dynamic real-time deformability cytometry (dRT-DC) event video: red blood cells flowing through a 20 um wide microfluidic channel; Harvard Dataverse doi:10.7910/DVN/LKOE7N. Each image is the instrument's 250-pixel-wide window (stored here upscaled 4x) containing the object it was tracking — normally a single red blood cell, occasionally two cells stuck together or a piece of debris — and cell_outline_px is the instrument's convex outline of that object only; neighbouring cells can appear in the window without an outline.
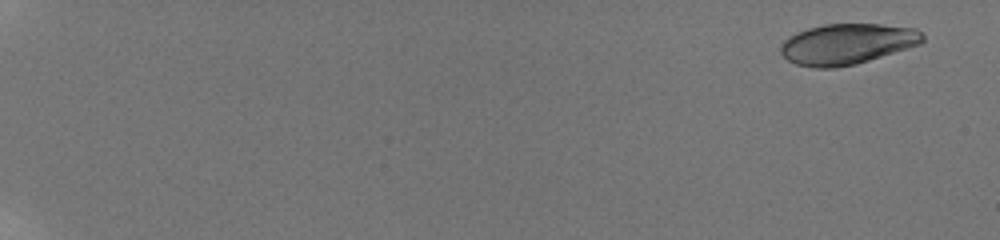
{"species": "human", "species_latin": "Homo sapiens", "temperature_condition": "room temperature", "stored_images_in_passage": 39, "camera_frame_rate_fps": 3000, "um_per_image_px": 0.085, "donor": {"sex": "male"}, "frame": {"image": 1, "passage_image": 1, "time_ms": 0.0, "image_size_px": [1000, 240], "cell_outline_px": [[924, 40], [920, 44], [856, 64], [836, 68], [816, 68], [796, 64], [788, 60], [780, 52], [780, 44], [788, 36], [796, 32], [808, 28], [824, 24], [880, 24], [916, 28], [924, 36]], "centroid_in_image_um": [71.97, 3.73], "position_along_channel_um": 13.0, "area_um2": 33.7}}
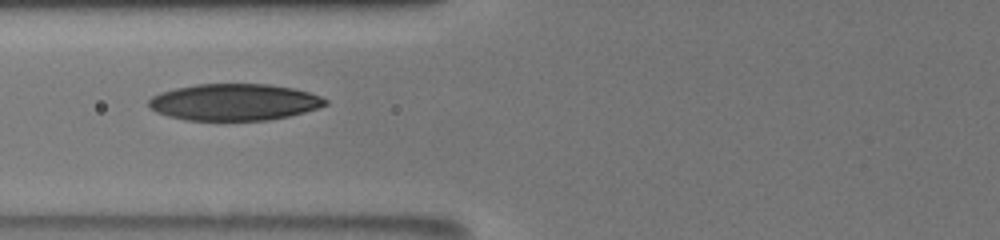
{"frame": {"image": 2, "passage_image": 18, "time_ms": 8.333, "image_size_px": [1000, 240], "cell_outline_px": [[328, 104], [304, 112], [288, 116], [268, 120], [184, 120], [168, 116], [156, 112], [148, 108], [148, 100], [152, 96], [160, 92], [176, 88], [196, 84], [268, 84], [292, 88], [308, 92], [320, 96], [328, 100]], "centroid_in_image_um": [19.87, 8.68], "position_along_channel_um": 105.9, "area_um2": 37.74}}
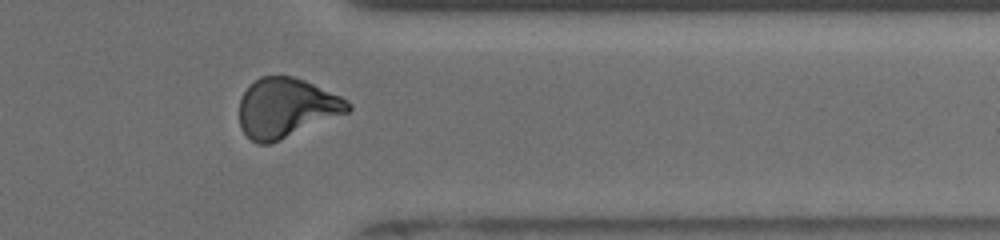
{"frame": {"image": 3, "passage_image": 34, "time_ms": 15.667, "image_size_px": [1000, 240], "cell_outline_px": [[352, 108], [348, 112], [272, 144], [256, 144], [240, 128], [240, 100], [248, 84], [260, 76], [292, 76], [304, 80], [340, 96], [348, 100], [352, 104]], "centroid_in_image_um": [24.32, 9.17], "position_along_channel_um": 387.1, "area_um2": 37.74}, "authors_computed_cell_mechanics": {"area_um2": 36.4718, "velocity_mm_per_s": 3.8575, "shape_relaxation_time_tau1_ms": 7.2193, "shape_relaxation_time_tau2_ms": 2.1379, "deformation_change_tau1": 0.2089, "deformation_change_tau2": 0.0788}}